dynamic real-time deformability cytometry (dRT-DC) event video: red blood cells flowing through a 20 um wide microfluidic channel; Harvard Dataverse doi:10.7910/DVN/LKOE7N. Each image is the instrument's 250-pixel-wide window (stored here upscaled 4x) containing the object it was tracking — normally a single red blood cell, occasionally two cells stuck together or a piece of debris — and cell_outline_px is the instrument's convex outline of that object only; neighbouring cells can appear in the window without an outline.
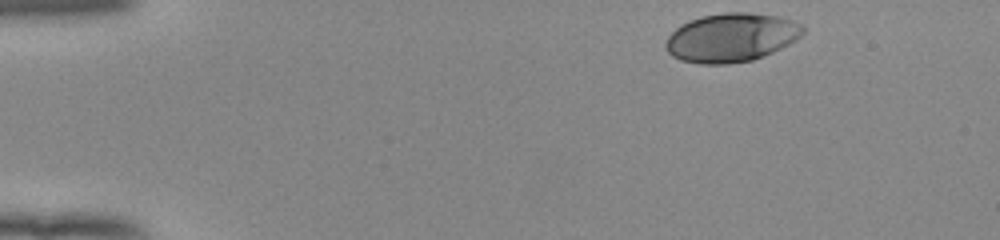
{"species": "human", "species_latin": "Homo sapiens", "temperature_condition": "room temperature", "stored_images_in_passage": 41, "camera_frame_rate_fps": 3000, "um_per_image_px": 0.085, "donor": {"sex": "female"}, "frame": {"image": 1, "passage_image": 1, "time_ms": 0.0, "image_size_px": [1000, 240], "cell_outline_px": [[804, 32], [796, 40], [772, 52], [752, 60], [728, 64], [700, 64], [680, 60], [672, 56], [668, 52], [664, 44], [668, 36], [680, 24], [688, 20], [700, 16], [724, 12], [748, 12], [780, 16], [804, 24]], "centroid_in_image_um": [62.15, 3.18], "position_along_channel_um": 22.9, "area_um2": 39.3}}
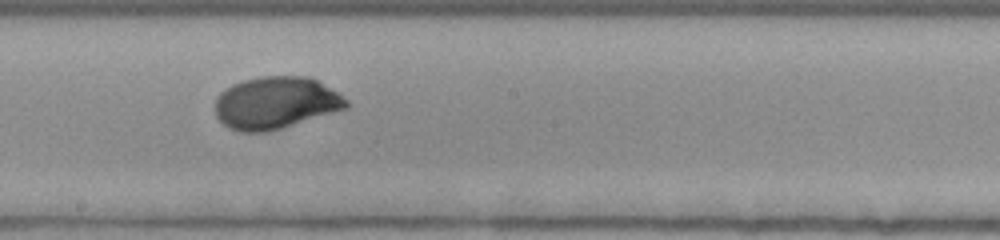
{"frame": {"image": 2, "passage_image": 24, "time_ms": 7.667, "image_size_px": [1000, 240], "cell_outline_px": [[348, 108], [268, 132], [240, 132], [228, 128], [216, 116], [216, 96], [220, 92], [232, 84], [244, 80], [260, 76], [308, 76], [316, 80], [336, 92], [348, 100]], "centroid_in_image_um": [23.41, 8.74], "position_along_channel_um": 224.8, "area_um2": 39.82}}
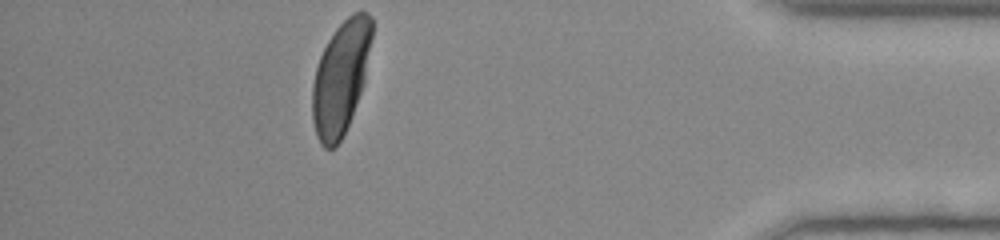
{"frame": {"image": 3, "passage_image": 41, "time_ms": 13.333, "image_size_px": [1000, 240], "cell_outline_px": [[372, 36], [364, 84], [348, 124], [336, 148], [324, 148], [320, 144], [316, 136], [312, 120], [312, 84], [316, 68], [320, 56], [328, 40], [336, 28], [348, 16], [356, 12], [368, 12], [372, 16]], "centroid_in_image_um": [28.95, 6.61], "position_along_channel_um": 406.2, "area_um2": 39.19}, "authors_computed_cell_mechanics": {"area_um2": 39.1884, "velocity_mm_per_s": 3.9189, "shape_relaxation_time_tau1_ms": 2.738, "shape_relaxation_time_tau2_ms": null, "deformation_change_tau1": 0.1478, "deformation_change_tau2": null}}